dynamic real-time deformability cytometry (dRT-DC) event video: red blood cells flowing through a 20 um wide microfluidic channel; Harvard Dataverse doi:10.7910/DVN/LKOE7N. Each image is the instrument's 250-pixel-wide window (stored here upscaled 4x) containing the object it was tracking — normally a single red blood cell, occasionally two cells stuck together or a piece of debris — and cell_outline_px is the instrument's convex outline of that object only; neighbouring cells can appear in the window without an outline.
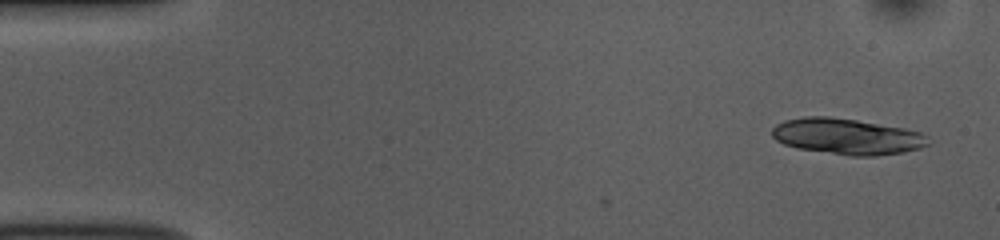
{"species": "common noctule bat (a hibernating species)", "species_latin": "Nyctalus noctula", "temperature_condition": "room temperature", "stored_images_in_passage": 3, "camera_frame_rate_fps": 3000, "um_per_image_px": 0.085, "animal": {"sex": "female", "body_mass_g": 10.0, "forearm_length_mm": 53.1}, "frame": {"image": 1, "passage_image": 3, "time_ms": 0.667, "image_size_px": [1000, 240], "cell_outline_px": [[928, 144], [920, 148], [904, 152], [876, 156], [848, 156], [796, 148], [784, 144], [776, 140], [772, 136], [772, 128], [776, 124], [784, 120], [804, 116], [828, 116], [856, 120], [904, 128], [920, 132], [928, 136]], "centroid_in_image_um": [71.97, 11.6], "position_along_channel_um": 13.0, "area_um2": 32.95}}